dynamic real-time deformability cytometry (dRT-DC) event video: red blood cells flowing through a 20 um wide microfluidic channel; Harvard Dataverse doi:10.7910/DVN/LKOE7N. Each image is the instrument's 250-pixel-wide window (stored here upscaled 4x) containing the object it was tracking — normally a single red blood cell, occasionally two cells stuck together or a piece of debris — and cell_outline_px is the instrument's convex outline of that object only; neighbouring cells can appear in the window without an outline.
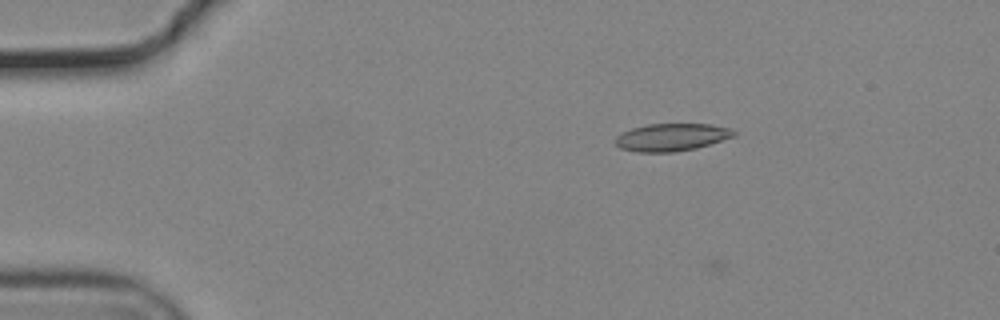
{"species": "common noctule bat (a hibernating species)", "species_latin": "Nyctalus noctula", "temperature_condition": "cold", "stored_images_in_passage": 46, "camera_frame_rate_fps": 3000, "um_per_image_px": 0.085, "animal": {"sex": "male", "body_mass_g": 19.2, "forearm_length_mm": 51.8}, "frame": {"image": 1, "passage_image": 1, "time_ms": 0.0, "image_size_px": [1000, 320], "cell_outline_px": [[736, 136], [696, 148], [676, 152], [636, 152], [620, 148], [616, 144], [616, 136], [632, 128], [648, 124], [712, 124], [732, 128], [736, 132]], "centroid_in_image_um": [57.12, 11.66], "position_along_channel_um": 27.9, "area_um2": 19.07}}
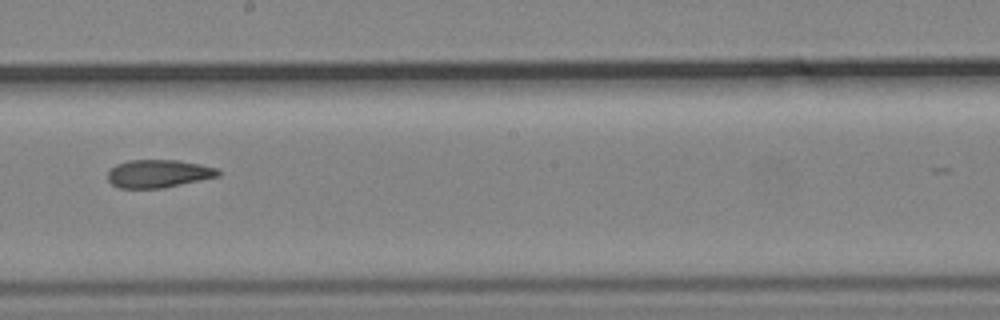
{"frame": {"image": 2, "passage_image": 23, "time_ms": 7.333, "image_size_px": [1000, 320], "cell_outline_px": [[220, 176], [164, 188], [120, 188], [112, 184], [108, 180], [108, 172], [116, 164], [128, 160], [176, 160], [200, 164], [216, 168], [220, 172]], "centroid_in_image_um": [13.47, 14.76], "position_along_channel_um": 234.7, "area_um2": 17.98}}
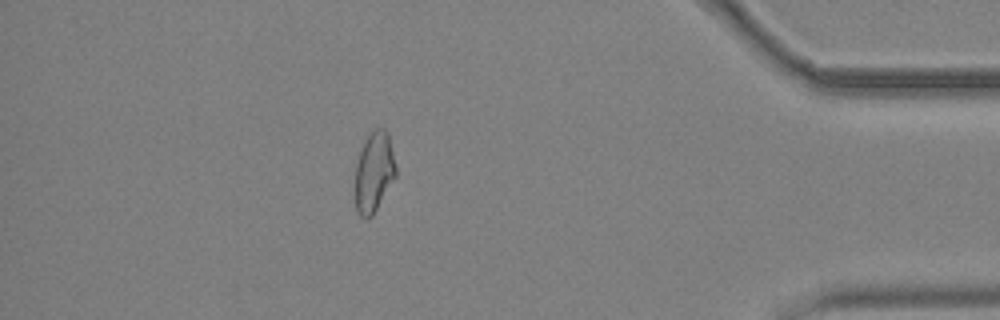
{"frame": {"image": 3, "passage_image": 40, "time_ms": 13.0, "image_size_px": [1000, 320], "cell_outline_px": [[396, 176], [372, 216], [368, 220], [360, 216], [356, 212], [356, 164], [360, 152], [368, 136], [376, 128], [384, 128], [388, 132], [396, 168]], "centroid_in_image_um": [31.8, 14.65], "position_along_channel_um": 403.4, "area_um2": 18.73}, "authors_computed_cell_mechanics": {"area_um2": 19.0451, "velocity_mm_per_s": 3.7266, "shape_relaxation_time_tau1_ms": null, "shape_relaxation_time_tau2_ms": 5.8075, "deformation_change_tau1": null, "deformation_change_tau2": 0.1363}}